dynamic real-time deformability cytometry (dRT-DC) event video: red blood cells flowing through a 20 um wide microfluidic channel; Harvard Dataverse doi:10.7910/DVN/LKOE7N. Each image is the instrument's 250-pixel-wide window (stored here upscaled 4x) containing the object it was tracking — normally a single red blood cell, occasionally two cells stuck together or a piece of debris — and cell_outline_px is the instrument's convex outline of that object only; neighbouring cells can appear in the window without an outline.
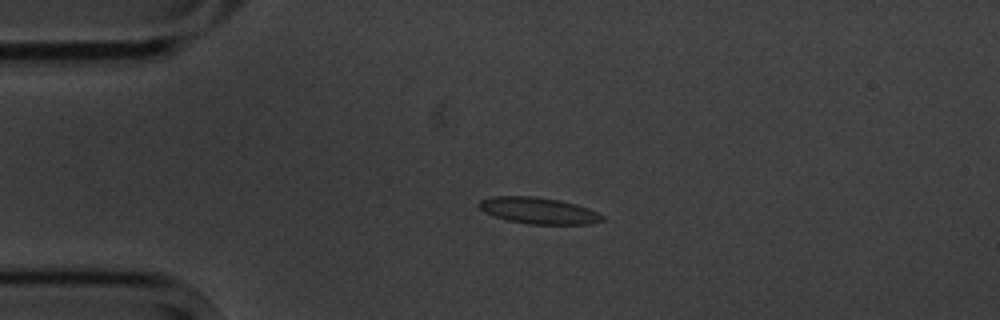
{"species": "common noctule bat (a hibernating species)", "species_latin": "Nyctalus noctula", "temperature_condition": "cold", "stored_images_in_passage": 3, "camera_frame_rate_fps": 3000, "um_per_image_px": 0.085, "animal": {"sex": "male", "body_mass_g": 20.1, "forearm_length_mm": 53.5}, "frame": {"image": 1, "passage_image": 3, "time_ms": 2.333, "image_size_px": [1000, 320], "cell_outline_px": [[604, 220], [588, 224], [528, 224], [508, 220], [484, 212], [480, 208], [480, 200], [492, 196], [532, 196], [560, 200], [576, 204], [588, 208], [604, 216]], "centroid_in_image_um": [45.79, 17.9], "position_along_channel_um": 39.2, "area_um2": 18.79}}